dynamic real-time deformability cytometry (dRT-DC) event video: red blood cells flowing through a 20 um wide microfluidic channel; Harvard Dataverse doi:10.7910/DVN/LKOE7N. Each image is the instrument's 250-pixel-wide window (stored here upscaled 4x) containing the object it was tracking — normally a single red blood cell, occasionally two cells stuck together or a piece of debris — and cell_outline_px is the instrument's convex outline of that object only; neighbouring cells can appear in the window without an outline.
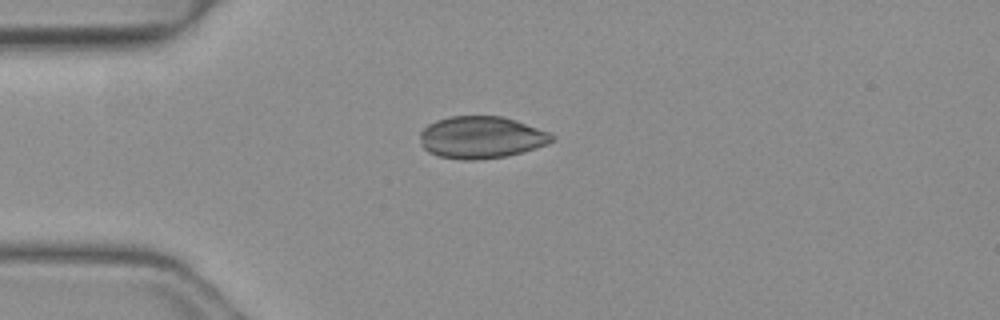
{"species": "common noctule bat (a hibernating species)", "species_latin": "Nyctalus noctula", "temperature_condition": "warm", "stored_images_in_passage": 32, "camera_frame_rate_fps": 3000, "um_per_image_px": 0.085, "animal": {"sex": "female", "body_mass_g": 19.3, "forearm_length_mm": 54.1}, "frame": {"image": 1, "passage_image": 1, "time_ms": 0.0, "image_size_px": [1000, 320], "cell_outline_px": [[556, 140], [548, 144], [536, 148], [504, 156], [476, 160], [464, 160], [440, 156], [428, 152], [420, 144], [420, 132], [428, 124], [436, 120], [452, 116], [500, 116], [516, 120], [548, 132], [556, 136]], "centroid_in_image_um": [40.91, 11.67], "position_along_channel_um": 44.1, "area_um2": 32.31}}
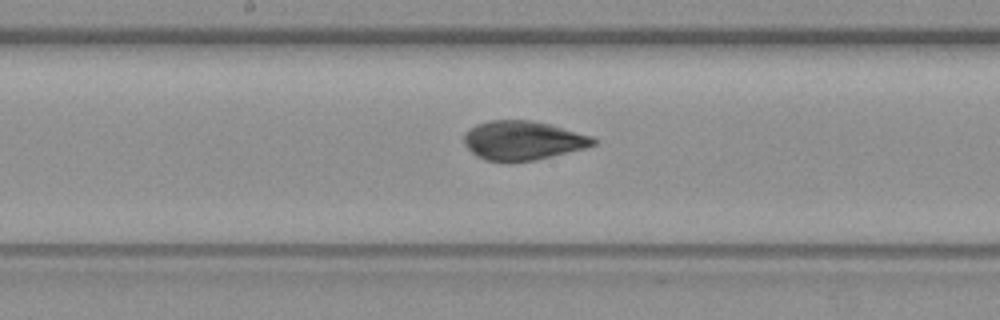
{"frame": {"image": 2, "passage_image": 14, "time_ms": 4.333, "image_size_px": [1000, 320], "cell_outline_px": [[596, 144], [584, 148], [536, 160], [484, 160], [476, 156], [464, 144], [464, 132], [476, 124], [488, 120], [532, 120], [548, 124], [592, 136], [596, 140]], "centroid_in_image_um": [44.41, 11.92], "position_along_channel_um": 203.8, "area_um2": 29.07}}
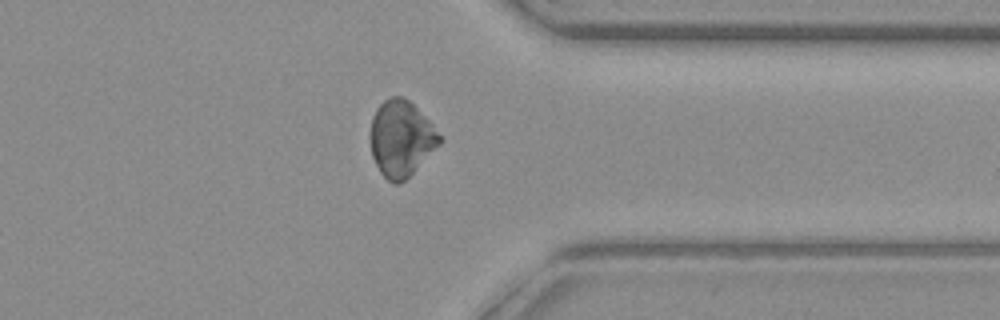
{"frame": {"image": 3, "passage_image": 27, "time_ms": 8.667, "image_size_px": [1000, 320], "cell_outline_px": [[440, 144], [400, 184], [392, 184], [380, 172], [372, 156], [368, 136], [372, 116], [376, 108], [384, 100], [392, 96], [400, 96], [408, 100], [428, 120], [440, 136]], "centroid_in_image_um": [34.03, 11.77], "position_along_channel_um": 377.4, "area_um2": 30.4}}